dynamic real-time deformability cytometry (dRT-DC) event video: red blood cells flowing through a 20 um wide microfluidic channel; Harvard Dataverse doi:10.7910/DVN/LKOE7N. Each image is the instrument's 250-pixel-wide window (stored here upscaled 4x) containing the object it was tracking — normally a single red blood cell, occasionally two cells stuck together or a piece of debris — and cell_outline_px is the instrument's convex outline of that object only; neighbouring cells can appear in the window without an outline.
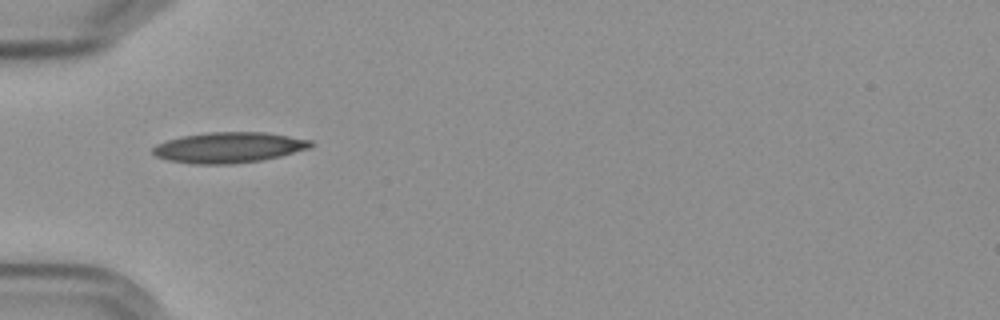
{"species": "Egyptian fruit bat (a non-hibernating species)", "species_latin": "Rousettus aegyptiacus", "temperature_condition": "cold", "stored_images_in_passage": 39, "camera_frame_rate_fps": 3000, "um_per_image_px": 0.085, "frame": {"image": 1, "passage_image": 1, "time_ms": 0.0, "image_size_px": [1000, 320], "cell_outline_px": [[312, 144], [308, 148], [280, 156], [260, 160], [228, 164], [192, 164], [168, 160], [156, 156], [152, 152], [152, 148], [156, 144], [168, 140], [184, 136], [208, 132], [268, 132], [312, 140]], "centroid_in_image_um": [19.43, 12.53], "position_along_channel_um": 65.6, "area_um2": 27.98}}
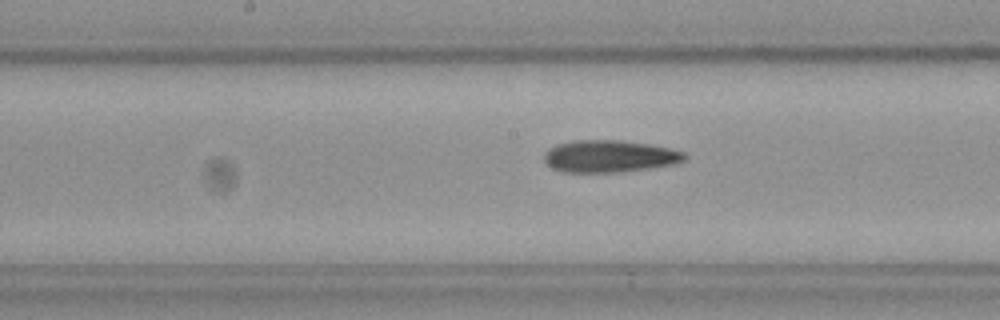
{"frame": {"image": 2, "passage_image": 12, "time_ms": 3.667, "image_size_px": [1000, 320], "cell_outline_px": [[684, 160], [672, 164], [648, 168], [616, 172], [564, 172], [552, 168], [544, 160], [544, 152], [548, 148], [556, 144], [572, 140], [620, 140], [648, 144], [672, 148], [684, 152]], "centroid_in_image_um": [51.75, 13.27], "position_along_channel_um": 196.5, "area_um2": 26.18}}
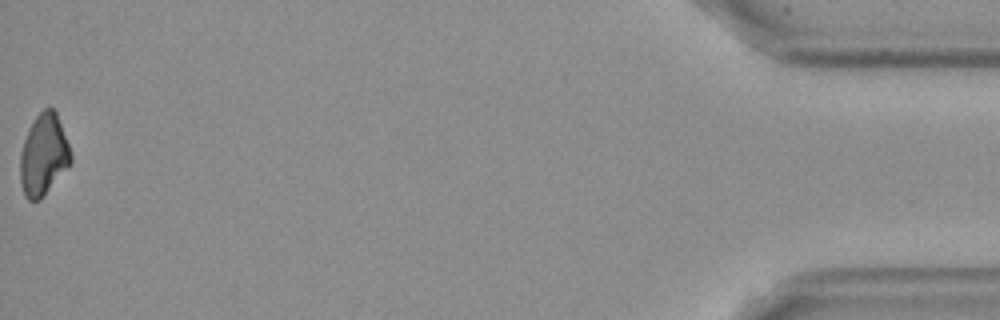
{"frame": {"image": 3, "passage_image": 39, "time_ms": 12.667, "image_size_px": [1000, 320], "cell_outline_px": [[72, 160], [40, 200], [28, 200], [24, 196], [20, 184], [20, 156], [24, 140], [28, 128], [36, 116], [44, 108], [52, 108], [56, 112], [68, 144], [72, 156]], "centroid_in_image_um": [3.67, 13.17], "position_along_channel_um": 431.5, "area_um2": 23.64}, "authors_computed_cell_mechanics": {"area_um2": 25.6632, "velocity_mm_per_s": 3.6107, "shape_relaxation_time_tau1_ms": 5.605, "shape_relaxation_time_tau2_ms": 10.5162, "deformation_change_tau1": 0.1412, "deformation_change_tau2": 0.2251}}